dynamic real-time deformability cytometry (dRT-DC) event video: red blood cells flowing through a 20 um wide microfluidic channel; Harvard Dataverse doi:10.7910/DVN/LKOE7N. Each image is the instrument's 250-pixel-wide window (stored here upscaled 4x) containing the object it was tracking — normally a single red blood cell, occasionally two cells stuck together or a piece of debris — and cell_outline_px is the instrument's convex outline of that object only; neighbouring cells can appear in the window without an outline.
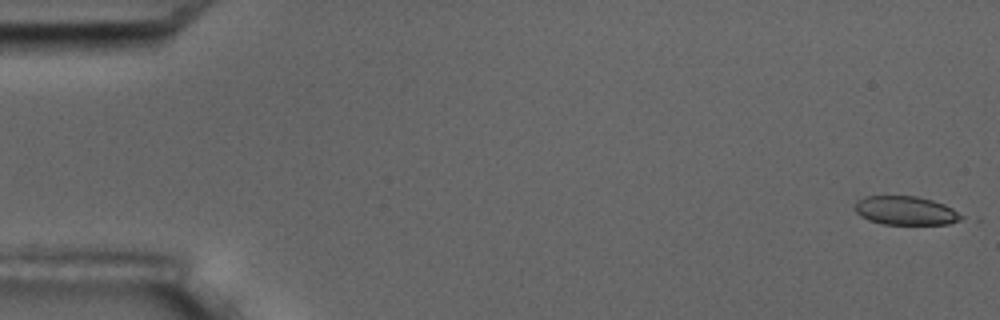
{"species": "common noctule bat (a hibernating species)", "species_latin": "Nyctalus noctula", "temperature_condition": "room temperature", "stored_images_in_passage": 5, "camera_frame_rate_fps": 3000, "um_per_image_px": 0.085, "animal": {"sex": "male", "body_mass_g": 17.5, "forearm_length_mm": 52.3}, "frame": {"image": 1, "passage_image": 1, "time_ms": 0.0, "image_size_px": [1000, 320], "cell_outline_px": [[964, 216], [960, 220], [948, 224], [884, 224], [868, 220], [860, 216], [856, 212], [856, 200], [864, 196], [916, 196], [932, 200], [944, 204], [952, 208]], "centroid_in_image_um": [76.97, 17.9], "position_along_channel_um": 8.0, "area_um2": 17.8}}